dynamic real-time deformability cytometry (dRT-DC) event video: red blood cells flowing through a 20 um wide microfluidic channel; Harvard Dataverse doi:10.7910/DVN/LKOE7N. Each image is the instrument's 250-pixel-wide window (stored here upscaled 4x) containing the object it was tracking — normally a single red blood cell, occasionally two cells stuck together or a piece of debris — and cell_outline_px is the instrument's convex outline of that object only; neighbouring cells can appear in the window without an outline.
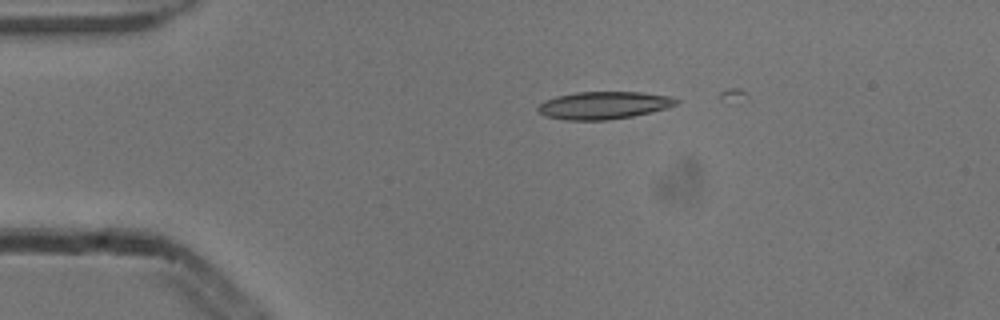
{"species": "common noctule bat (a hibernating species)", "species_latin": "Nyctalus noctula", "temperature_condition": "cold", "stored_images_in_passage": 3, "camera_frame_rate_fps": 3000, "um_per_image_px": 0.085, "animal": {"sex": "male", "body_mass_g": 13.3}, "frame": {"image": 1, "passage_image": 1, "time_ms": 0.0, "image_size_px": [1000, 320], "cell_outline_px": [[680, 100], [676, 104], [664, 108], [632, 116], [608, 120], [564, 120], [544, 116], [536, 108], [544, 100], [556, 96], [576, 92], [640, 92], [672, 96]], "centroid_in_image_um": [51.27, 8.94], "position_along_channel_um": 33.7, "area_um2": 22.14}}